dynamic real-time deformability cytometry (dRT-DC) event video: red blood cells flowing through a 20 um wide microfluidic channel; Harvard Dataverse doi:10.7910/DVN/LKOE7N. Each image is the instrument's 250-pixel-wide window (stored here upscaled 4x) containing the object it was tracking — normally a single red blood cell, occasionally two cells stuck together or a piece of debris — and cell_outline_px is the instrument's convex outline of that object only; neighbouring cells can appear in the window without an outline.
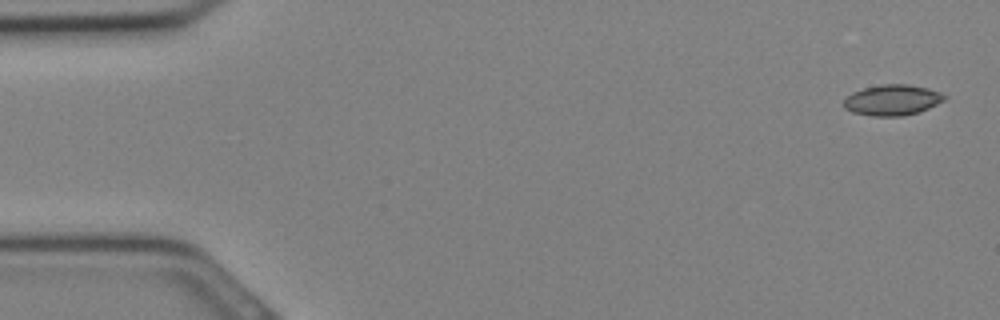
{"species": "Egyptian fruit bat (a non-hibernating species)", "species_latin": "Rousettus aegyptiacus", "temperature_condition": "cold", "stored_images_in_passage": 15, "camera_frame_rate_fps": 3000, "um_per_image_px": 0.085, "animal": {"sex": "female"}, "frame": {"image": 1, "passage_image": 1, "time_ms": 0.0, "image_size_px": [1000, 320], "cell_outline_px": [[948, 96], [944, 100], [928, 108], [904, 116], [872, 116], [852, 112], [844, 108], [844, 100], [852, 92], [864, 88], [880, 84], [908, 84], [928, 88], [940, 92]], "centroid_in_image_um": [75.84, 8.5], "position_along_channel_um": 9.2, "area_um2": 17.98}}
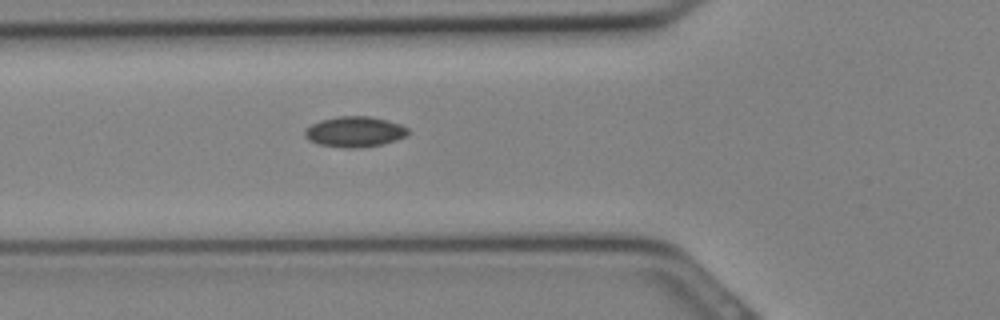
{"frame": {"image": 2, "passage_image": 11, "time_ms": 3.333, "image_size_px": [1000, 320], "cell_outline_px": [[412, 132], [408, 136], [396, 140], [380, 144], [360, 148], [344, 148], [320, 144], [308, 140], [304, 136], [304, 132], [312, 124], [320, 120], [336, 116], [372, 116], [400, 124], [408, 128]], "centroid_in_image_um": [30.18, 11.19], "position_along_channel_um": 95.6, "area_um2": 18.5}}
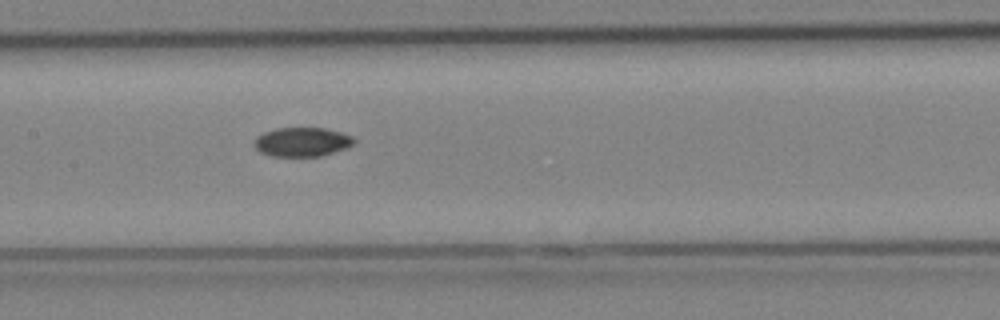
{"frame": {"image": 3, "passage_image": 15, "time_ms": 4.667, "image_size_px": [1000, 320], "cell_outline_px": [[356, 140], [348, 148], [320, 156], [268, 156], [260, 152], [252, 144], [256, 136], [264, 132], [276, 128], [324, 128], [340, 132], [352, 136]], "centroid_in_image_um": [25.65, 12.07], "position_along_channel_um": 181.8, "area_um2": 17.05}}